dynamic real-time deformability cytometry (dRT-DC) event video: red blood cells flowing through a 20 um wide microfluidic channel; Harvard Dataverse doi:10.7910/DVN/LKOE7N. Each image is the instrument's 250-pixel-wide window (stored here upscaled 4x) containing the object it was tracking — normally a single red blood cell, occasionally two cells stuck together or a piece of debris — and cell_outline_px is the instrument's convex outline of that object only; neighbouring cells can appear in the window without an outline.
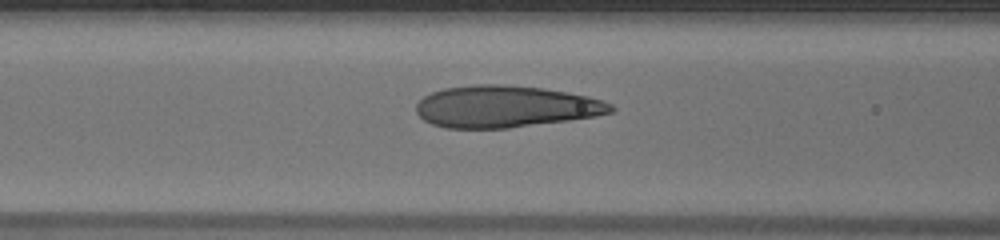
{"species": "human", "species_latin": "Homo sapiens", "temperature_condition": "warm", "stored_images_in_passage": 14, "camera_frame_rate_fps": 3000, "um_per_image_px": 0.085, "donor": {"sex": "male"}, "frame": {"image": 1, "passage_image": 12, "time_ms": 3.667, "image_size_px": [1000, 240], "cell_outline_px": [[616, 108], [612, 112], [596, 116], [568, 120], [508, 128], [444, 128], [432, 124], [424, 120], [416, 112], [416, 104], [424, 96], [432, 92], [444, 88], [480, 84], [504, 84], [544, 88], [568, 92], [588, 96], [604, 100], [612, 104]], "centroid_in_image_um": [42.98, 9.05], "position_along_channel_um": 123.6, "area_um2": 47.57}}